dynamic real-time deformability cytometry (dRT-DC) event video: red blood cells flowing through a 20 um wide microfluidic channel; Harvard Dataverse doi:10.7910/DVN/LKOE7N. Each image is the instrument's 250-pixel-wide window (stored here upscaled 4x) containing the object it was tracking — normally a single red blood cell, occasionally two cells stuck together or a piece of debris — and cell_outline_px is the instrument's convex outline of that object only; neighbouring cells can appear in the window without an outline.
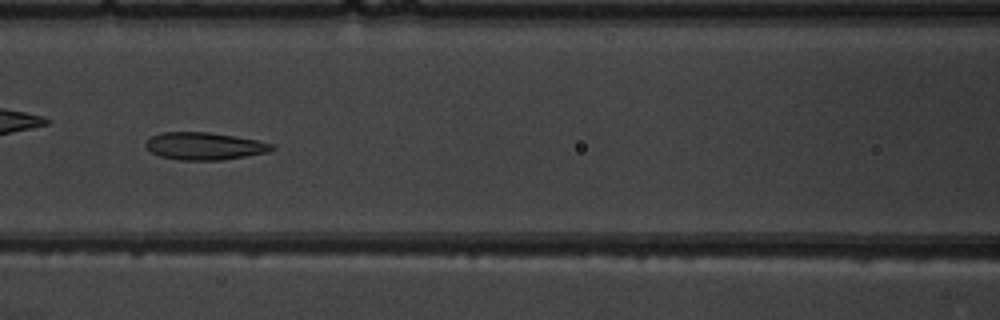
{"species": "common noctule bat (a hibernating species)", "species_latin": "Nyctalus noctula", "temperature_condition": "warm", "stored_images_in_passage": 9, "camera_frame_rate_fps": 3000, "um_per_image_px": 0.085, "animal": {"sex": "male", "body_mass_g": 19.5, "forearm_length_mm": 54.6}, "frame": {"image": 1, "passage_image": 7, "time_ms": 8.0, "image_size_px": [1000, 320], "cell_outline_px": [[276, 148], [268, 152], [220, 160], [180, 160], [160, 156], [152, 152], [144, 144], [152, 136], [160, 132], [208, 132], [256, 140], [272, 144]], "centroid_in_image_um": [17.36, 12.41], "position_along_channel_um": 149.2, "area_um2": 19.88}}
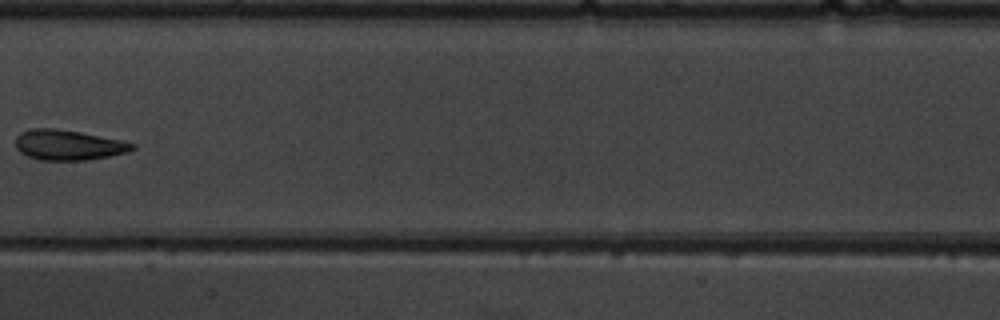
{"frame": {"image": 2, "passage_image": 8, "time_ms": 9.333, "image_size_px": [1000, 320], "cell_outline_px": [[136, 148], [128, 152], [108, 156], [84, 160], [40, 160], [28, 156], [20, 152], [16, 148], [16, 136], [20, 132], [32, 128], [56, 128], [80, 132], [120, 140], [136, 144]], "centroid_in_image_um": [5.78, 12.32], "position_along_channel_um": 201.6, "area_um2": 20.52}}
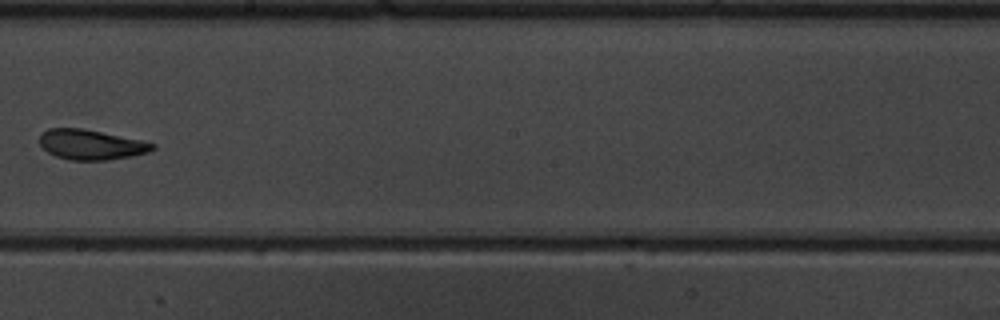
{"frame": {"image": 3, "passage_image": 9, "time_ms": 10.333, "image_size_px": [1000, 320], "cell_outline_px": [[156, 148], [148, 152], [132, 156], [108, 160], [68, 160], [56, 156], [48, 152], [40, 144], [40, 136], [48, 128], [80, 128], [140, 140], [156, 144]], "centroid_in_image_um": [7.74, 12.3], "position_along_channel_um": 240.5, "area_um2": 19.54}}